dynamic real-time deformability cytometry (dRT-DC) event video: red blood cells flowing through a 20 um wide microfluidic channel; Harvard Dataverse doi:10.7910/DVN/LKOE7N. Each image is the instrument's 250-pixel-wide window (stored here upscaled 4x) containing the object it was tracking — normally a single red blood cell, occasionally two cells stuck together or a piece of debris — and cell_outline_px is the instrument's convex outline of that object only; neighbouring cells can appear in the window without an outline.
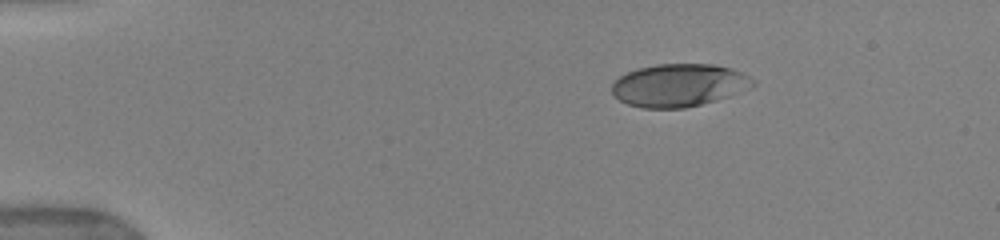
{"species": "human", "species_latin": "Homo sapiens", "temperature_condition": "warm", "stored_images_in_passage": 4, "camera_frame_rate_fps": 3000, "um_per_image_px": 0.085, "donor": {"sex": "female"}, "frame": {"image": 1, "passage_image": 1, "time_ms": 0.0, "image_size_px": [1000, 240], "cell_outline_px": [[756, 84], [728, 96], [716, 100], [684, 108], [644, 108], [628, 104], [620, 100], [612, 92], [612, 84], [620, 76], [628, 72], [640, 68], [656, 64], [712, 64], [732, 68], [748, 76]], "centroid_in_image_um": [57.69, 7.24], "position_along_channel_um": 27.3, "area_um2": 34.68}}